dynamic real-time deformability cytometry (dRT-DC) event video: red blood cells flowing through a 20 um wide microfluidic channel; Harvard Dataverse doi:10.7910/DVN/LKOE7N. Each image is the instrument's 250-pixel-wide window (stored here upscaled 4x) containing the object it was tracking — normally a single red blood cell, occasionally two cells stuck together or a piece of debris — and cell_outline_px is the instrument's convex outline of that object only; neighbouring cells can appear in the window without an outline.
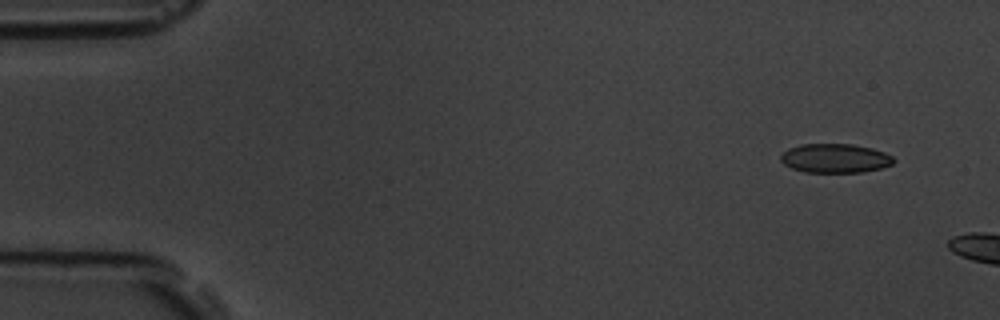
{"species": "common noctule bat (a hibernating species)", "species_latin": "Nyctalus noctula", "temperature_condition": "room temperature", "stored_images_in_passage": 6, "camera_frame_rate_fps": 3000, "um_per_image_px": 0.085, "animal": {"sex": "male", "body_mass_g": 19.5, "forearm_length_mm": 54.6}, "frame": {"image": 1, "passage_image": 2, "time_ms": 1.0, "image_size_px": [1000, 320], "cell_outline_px": [[896, 160], [892, 164], [880, 168], [864, 172], [804, 172], [792, 168], [784, 164], [780, 160], [780, 156], [788, 148], [800, 144], [852, 144], [872, 148], [884, 152], [892, 156]], "centroid_in_image_um": [70.98, 13.45], "position_along_channel_um": 14.0, "area_um2": 19.19}}